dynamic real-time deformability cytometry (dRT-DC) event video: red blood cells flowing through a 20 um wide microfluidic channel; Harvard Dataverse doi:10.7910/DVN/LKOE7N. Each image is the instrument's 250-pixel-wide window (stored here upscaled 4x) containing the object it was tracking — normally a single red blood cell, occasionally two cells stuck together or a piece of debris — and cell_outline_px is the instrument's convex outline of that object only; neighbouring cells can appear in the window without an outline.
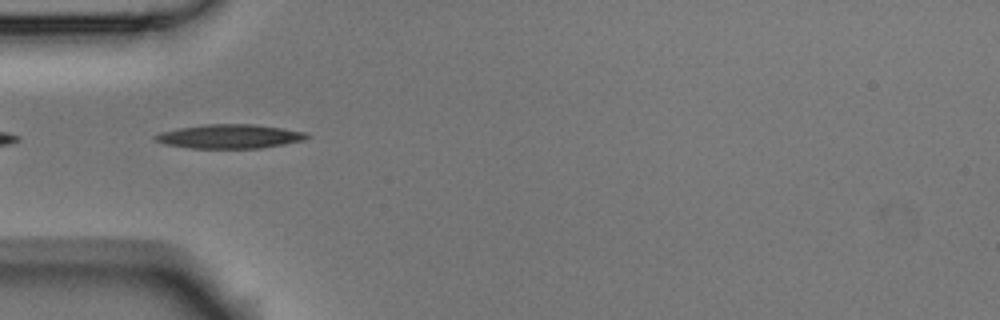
{"species": "Egyptian fruit bat (a non-hibernating species)", "species_latin": "Rousettus aegyptiacus", "temperature_condition": "room temperature", "stored_images_in_passage": 3, "camera_frame_rate_fps": 3000, "um_per_image_px": 0.085, "animal": {"sex": "male"}, "frame": {"image": 1, "passage_image": 3, "time_ms": 0.667, "image_size_px": [1000, 320], "cell_outline_px": [[312, 136], [304, 140], [284, 144], [260, 148], [192, 148], [164, 144], [152, 140], [152, 136], [160, 132], [176, 128], [208, 124], [252, 124], [280, 128], [304, 132]], "centroid_in_image_um": [19.46, 11.59], "position_along_channel_um": 65.5, "area_um2": 21.27}}